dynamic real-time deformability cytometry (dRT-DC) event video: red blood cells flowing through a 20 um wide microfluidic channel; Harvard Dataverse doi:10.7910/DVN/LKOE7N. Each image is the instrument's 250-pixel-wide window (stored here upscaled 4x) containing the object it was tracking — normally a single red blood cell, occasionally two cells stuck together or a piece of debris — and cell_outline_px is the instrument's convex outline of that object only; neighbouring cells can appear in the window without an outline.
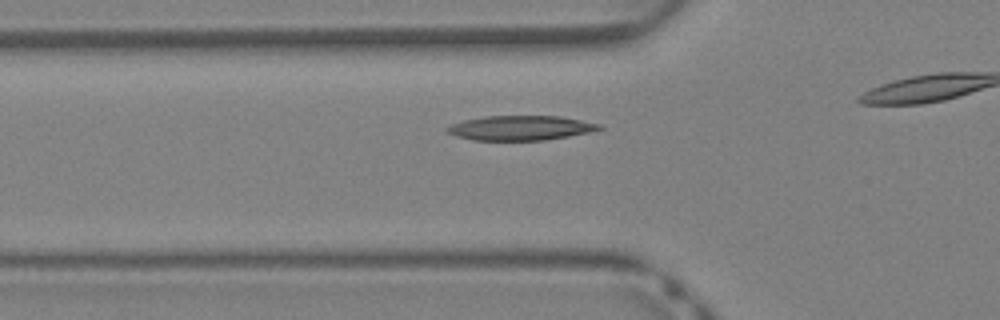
{"species": "Egyptian fruit bat (a non-hibernating species)", "species_latin": "Rousettus aegyptiacus", "temperature_condition": "warm", "stored_images_in_passage": 14, "camera_frame_rate_fps": 3000, "um_per_image_px": 0.085, "animal": {"sex": "female"}, "frame": {"image": 1, "passage_image": 5, "time_ms": 1.333, "image_size_px": [1000, 320], "cell_outline_px": [[604, 128], [592, 132], [544, 140], [472, 140], [456, 136], [444, 132], [444, 128], [452, 124], [464, 120], [484, 116], [560, 116], [600, 124]], "centroid_in_image_um": [44.21, 10.87], "position_along_channel_um": 81.6, "area_um2": 21.91}}
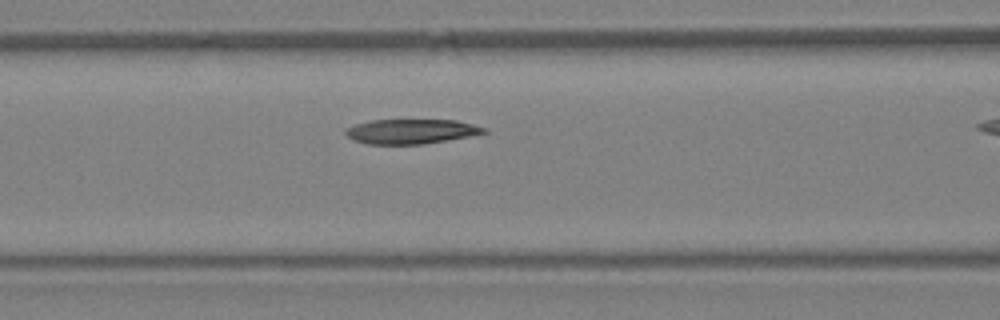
{"frame": {"image": 2, "passage_image": 8, "time_ms": 2.333, "image_size_px": [1000, 320], "cell_outline_px": [[488, 132], [448, 140], [424, 144], [368, 144], [356, 140], [348, 136], [344, 132], [344, 128], [368, 120], [456, 120], [488, 128]], "centroid_in_image_um": [34.95, 11.16], "position_along_channel_um": 131.7, "area_um2": 19.88}}
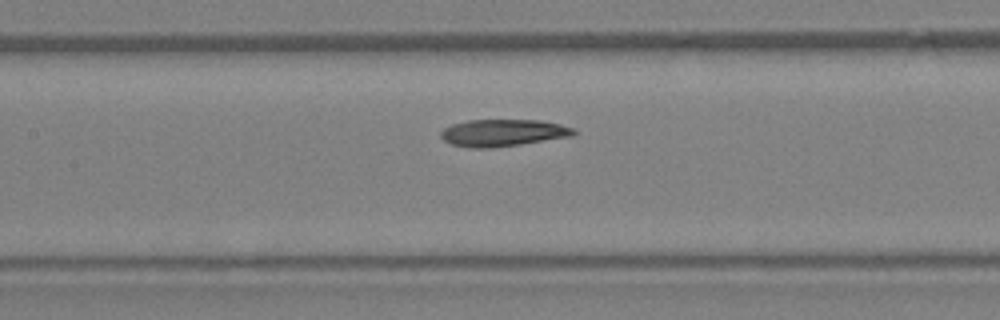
{"frame": {"image": 3, "passage_image": 10, "time_ms": 3.0, "image_size_px": [1000, 320], "cell_outline_px": [[576, 132], [572, 136], [520, 144], [492, 148], [468, 148], [452, 144], [444, 140], [440, 136], [440, 132], [444, 128], [452, 124], [468, 120], [540, 120], [560, 124], [572, 128]], "centroid_in_image_um": [42.71, 11.29], "position_along_channel_um": 164.7, "area_um2": 20.87}}